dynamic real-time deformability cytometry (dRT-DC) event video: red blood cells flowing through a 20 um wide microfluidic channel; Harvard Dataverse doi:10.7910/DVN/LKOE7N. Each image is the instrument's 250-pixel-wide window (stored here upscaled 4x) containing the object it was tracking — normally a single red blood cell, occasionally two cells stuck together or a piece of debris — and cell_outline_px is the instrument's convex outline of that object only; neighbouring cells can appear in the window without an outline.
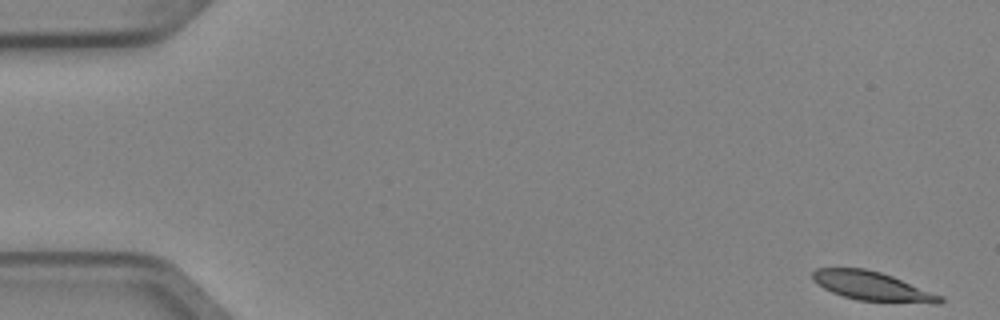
{"species": "Egyptian fruit bat (a non-hibernating species)", "species_latin": "Rousettus aegyptiacus", "temperature_condition": "cold", "stored_images_in_passage": 5, "camera_frame_rate_fps": 3000, "um_per_image_px": 0.085, "animal": {"sex": "female"}, "frame": {"image": 1, "passage_image": 1, "time_ms": 0.0, "image_size_px": [1000, 320], "cell_outline_px": [[944, 300], [940, 304], [936, 304], [860, 300], [844, 296], [832, 292], [824, 288], [812, 280], [812, 272], [816, 268], [864, 268], [880, 272], [892, 276], [944, 296]], "centroid_in_image_um": [74.17, 24.33], "position_along_channel_um": 10.8, "area_um2": 21.5}}
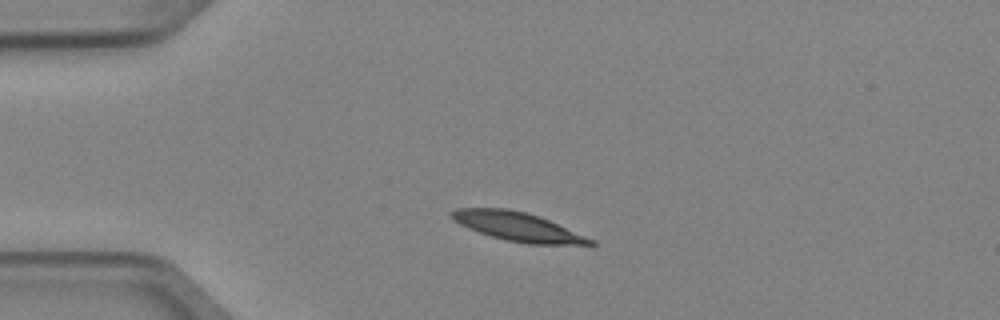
{"frame": {"image": 2, "passage_image": 4, "time_ms": 1.0, "image_size_px": [1000, 320], "cell_outline_px": [[596, 244], [528, 244], [504, 240], [468, 228], [452, 220], [448, 212], [456, 208], [508, 208], [524, 212], [548, 220], [596, 240]], "centroid_in_image_um": [43.95, 19.26], "position_along_channel_um": 41.0, "area_um2": 23.06}}